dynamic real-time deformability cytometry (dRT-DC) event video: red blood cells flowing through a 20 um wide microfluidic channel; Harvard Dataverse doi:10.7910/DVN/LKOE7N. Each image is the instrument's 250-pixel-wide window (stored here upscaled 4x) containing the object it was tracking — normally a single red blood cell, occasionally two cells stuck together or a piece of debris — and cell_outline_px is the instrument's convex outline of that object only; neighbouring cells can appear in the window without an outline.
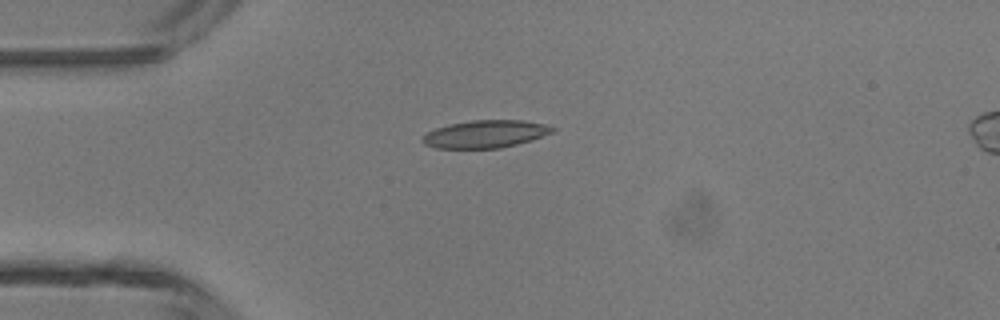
{"species": "common noctule bat (a hibernating species)", "species_latin": "Nyctalus noctula", "temperature_condition": "room temperature", "stored_images_in_passage": 37, "camera_frame_rate_fps": 3000, "um_per_image_px": 0.085, "animal": {"sex": "male", "body_mass_g": 13.3}, "frame": {"image": 1, "passage_image": 2, "time_ms": 0.333, "image_size_px": [1000, 320], "cell_outline_px": [[556, 128], [552, 132], [532, 140], [500, 148], [436, 148], [424, 144], [420, 140], [424, 132], [448, 124], [472, 120], [524, 120], [544, 124]], "centroid_in_image_um": [41.2, 11.39], "position_along_channel_um": 43.8, "area_um2": 20.98}}
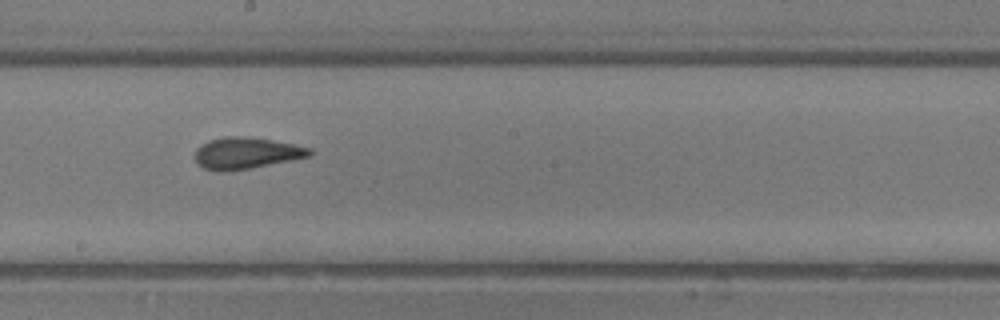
{"frame": {"image": 2, "passage_image": 16, "time_ms": 5.0, "image_size_px": [1000, 320], "cell_outline_px": [[312, 156], [252, 168], [224, 172], [216, 172], [204, 168], [196, 164], [196, 148], [200, 144], [208, 140], [224, 136], [244, 136], [272, 140], [312, 148]], "centroid_in_image_um": [20.9, 13.02], "position_along_channel_um": 227.3, "area_um2": 21.33}}
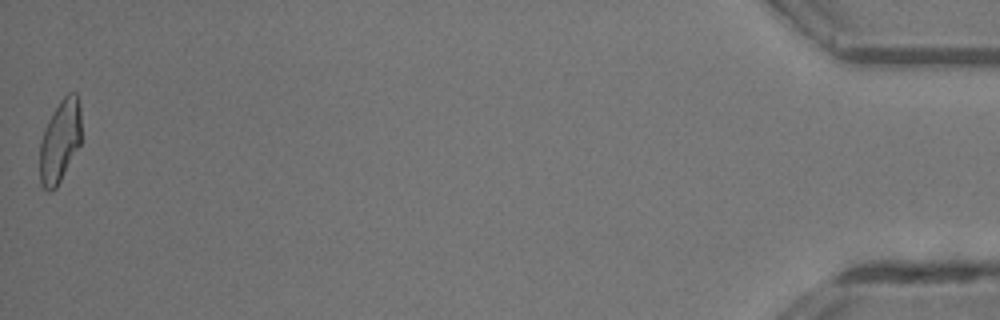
{"frame": {"image": 3, "passage_image": 37, "time_ms": 12.0, "image_size_px": [1000, 320], "cell_outline_px": [[80, 144], [56, 188], [52, 192], [48, 192], [40, 184], [40, 140], [48, 120], [60, 100], [68, 92], [76, 92], [80, 108]], "centroid_in_image_um": [5.08, 12.0], "position_along_channel_um": 430.1, "area_um2": 19.88}, "authors_computed_cell_mechanics": {"area_um2": 20.8658, "velocity_mm_per_s": 4.357, "shape_relaxation_time_tau1_ms": 6.9648, "shape_relaxation_time_tau2_ms": 1.1909, "deformation_change_tau1": 0.2149, "deformation_change_tau2": 0.0873}}